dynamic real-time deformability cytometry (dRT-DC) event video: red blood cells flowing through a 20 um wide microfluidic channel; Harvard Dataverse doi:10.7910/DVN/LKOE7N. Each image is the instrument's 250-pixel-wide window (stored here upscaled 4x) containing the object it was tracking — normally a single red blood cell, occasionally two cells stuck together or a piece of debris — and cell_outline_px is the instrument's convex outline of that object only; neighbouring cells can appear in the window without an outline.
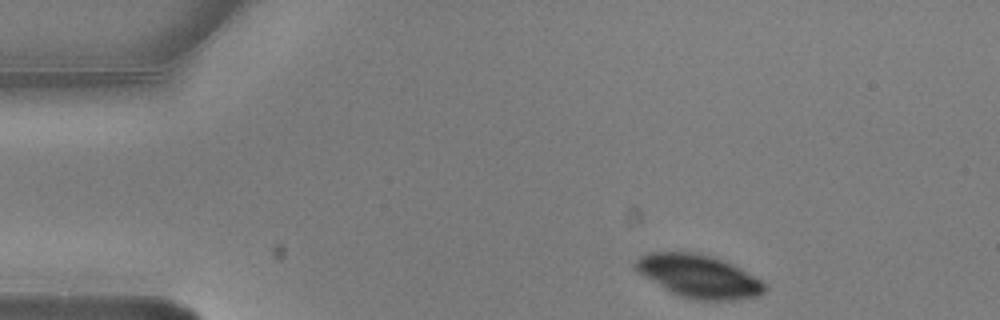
{"species": "common noctule bat (a hibernating species)", "species_latin": "Nyctalus noctula", "temperature_condition": "warm", "stored_images_in_passage": 2, "camera_frame_rate_fps": 3000, "um_per_image_px": 0.085, "animal": {"sex": "male", "body_mass_g": 20.5, "forearm_length_mm": 52.5}, "frame": {"image": 1, "passage_image": 1, "time_ms": 0.0, "image_size_px": [1000, 320], "cell_outline_px": [[768, 288], [764, 292], [756, 296], [740, 300], [692, 300], [680, 296], [664, 288], [644, 276], [636, 268], [636, 260], [640, 256], [648, 252], [700, 252], [712, 256], [732, 264], [740, 268], [760, 280]], "centroid_in_image_um": [59.42, 23.48], "position_along_channel_um": 25.6, "area_um2": 32.14}}